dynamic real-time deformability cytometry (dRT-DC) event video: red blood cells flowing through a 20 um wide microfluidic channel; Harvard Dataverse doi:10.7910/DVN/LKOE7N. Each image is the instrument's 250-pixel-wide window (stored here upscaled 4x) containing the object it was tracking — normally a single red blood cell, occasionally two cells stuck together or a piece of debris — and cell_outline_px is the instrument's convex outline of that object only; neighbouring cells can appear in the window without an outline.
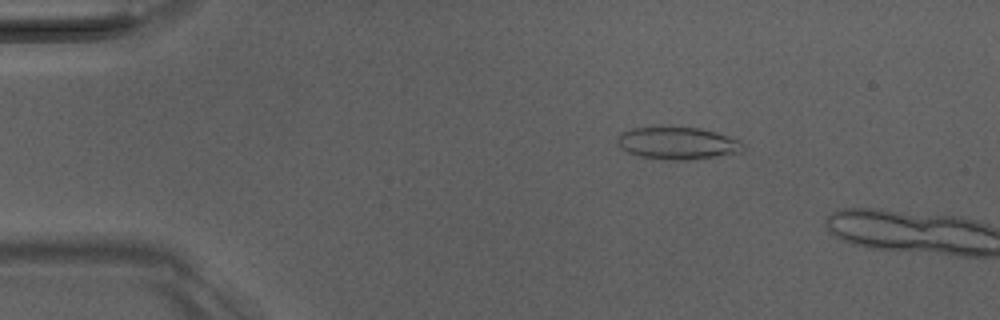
{"species": "Egyptian fruit bat (a non-hibernating species)", "species_latin": "Rousettus aegyptiacus", "temperature_condition": "room temperature", "stored_images_in_passage": 12, "camera_frame_rate_fps": 3000, "um_per_image_px": 0.085, "animal": {"sex": "male"}, "frame": {"image": 1, "passage_image": 9, "time_ms": 2.667, "image_size_px": [1000, 320], "cell_outline_px": [[744, 152], [692, 160], [664, 160], [640, 156], [624, 152], [616, 144], [616, 136], [632, 128], [652, 124], [672, 124], [700, 128], [716, 132], [740, 140], [744, 144]], "centroid_in_image_um": [57.54, 12.13], "position_along_channel_um": 27.5, "area_um2": 25.14}}